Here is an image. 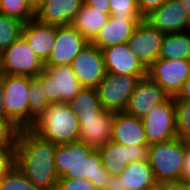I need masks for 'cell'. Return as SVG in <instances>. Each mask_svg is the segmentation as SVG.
I'll return each mask as SVG.
<instances>
[{
    "label": "cell",
    "instance_id": "37",
    "mask_svg": "<svg viewBox=\"0 0 190 190\" xmlns=\"http://www.w3.org/2000/svg\"><path fill=\"white\" fill-rule=\"evenodd\" d=\"M186 153L184 157V167L182 173V181L190 182V140L185 141Z\"/></svg>",
    "mask_w": 190,
    "mask_h": 190
},
{
    "label": "cell",
    "instance_id": "19",
    "mask_svg": "<svg viewBox=\"0 0 190 190\" xmlns=\"http://www.w3.org/2000/svg\"><path fill=\"white\" fill-rule=\"evenodd\" d=\"M56 31V25L44 24L34 18L23 24L21 36L37 57L45 63L53 49Z\"/></svg>",
    "mask_w": 190,
    "mask_h": 190
},
{
    "label": "cell",
    "instance_id": "11",
    "mask_svg": "<svg viewBox=\"0 0 190 190\" xmlns=\"http://www.w3.org/2000/svg\"><path fill=\"white\" fill-rule=\"evenodd\" d=\"M164 35L163 32L143 19L134 29L127 45L148 69L158 59Z\"/></svg>",
    "mask_w": 190,
    "mask_h": 190
},
{
    "label": "cell",
    "instance_id": "40",
    "mask_svg": "<svg viewBox=\"0 0 190 190\" xmlns=\"http://www.w3.org/2000/svg\"><path fill=\"white\" fill-rule=\"evenodd\" d=\"M162 190H190V182H177L162 187Z\"/></svg>",
    "mask_w": 190,
    "mask_h": 190
},
{
    "label": "cell",
    "instance_id": "15",
    "mask_svg": "<svg viewBox=\"0 0 190 190\" xmlns=\"http://www.w3.org/2000/svg\"><path fill=\"white\" fill-rule=\"evenodd\" d=\"M169 97L158 83L147 76L137 82L124 112L130 116H136L142 119L155 106L162 104Z\"/></svg>",
    "mask_w": 190,
    "mask_h": 190
},
{
    "label": "cell",
    "instance_id": "24",
    "mask_svg": "<svg viewBox=\"0 0 190 190\" xmlns=\"http://www.w3.org/2000/svg\"><path fill=\"white\" fill-rule=\"evenodd\" d=\"M108 17L104 10L92 9L83 3L71 25L91 42L106 24Z\"/></svg>",
    "mask_w": 190,
    "mask_h": 190
},
{
    "label": "cell",
    "instance_id": "3",
    "mask_svg": "<svg viewBox=\"0 0 190 190\" xmlns=\"http://www.w3.org/2000/svg\"><path fill=\"white\" fill-rule=\"evenodd\" d=\"M30 129L56 145L77 142L80 124L68 103H53L35 120Z\"/></svg>",
    "mask_w": 190,
    "mask_h": 190
},
{
    "label": "cell",
    "instance_id": "18",
    "mask_svg": "<svg viewBox=\"0 0 190 190\" xmlns=\"http://www.w3.org/2000/svg\"><path fill=\"white\" fill-rule=\"evenodd\" d=\"M115 113L103 111L98 117L78 119L80 124L78 142L98 149L112 141Z\"/></svg>",
    "mask_w": 190,
    "mask_h": 190
},
{
    "label": "cell",
    "instance_id": "27",
    "mask_svg": "<svg viewBox=\"0 0 190 190\" xmlns=\"http://www.w3.org/2000/svg\"><path fill=\"white\" fill-rule=\"evenodd\" d=\"M51 103L48 101L39 81L35 77H30L29 85V128L35 120L46 110Z\"/></svg>",
    "mask_w": 190,
    "mask_h": 190
},
{
    "label": "cell",
    "instance_id": "23",
    "mask_svg": "<svg viewBox=\"0 0 190 190\" xmlns=\"http://www.w3.org/2000/svg\"><path fill=\"white\" fill-rule=\"evenodd\" d=\"M119 177L123 190H154L159 187L148 159L129 163Z\"/></svg>",
    "mask_w": 190,
    "mask_h": 190
},
{
    "label": "cell",
    "instance_id": "42",
    "mask_svg": "<svg viewBox=\"0 0 190 190\" xmlns=\"http://www.w3.org/2000/svg\"><path fill=\"white\" fill-rule=\"evenodd\" d=\"M3 74L0 75V119L10 120L5 114V107L3 105Z\"/></svg>",
    "mask_w": 190,
    "mask_h": 190
},
{
    "label": "cell",
    "instance_id": "30",
    "mask_svg": "<svg viewBox=\"0 0 190 190\" xmlns=\"http://www.w3.org/2000/svg\"><path fill=\"white\" fill-rule=\"evenodd\" d=\"M176 112V136L183 141L190 140V99L174 97Z\"/></svg>",
    "mask_w": 190,
    "mask_h": 190
},
{
    "label": "cell",
    "instance_id": "32",
    "mask_svg": "<svg viewBox=\"0 0 190 190\" xmlns=\"http://www.w3.org/2000/svg\"><path fill=\"white\" fill-rule=\"evenodd\" d=\"M110 15L115 18H145L139 10L137 0H110Z\"/></svg>",
    "mask_w": 190,
    "mask_h": 190
},
{
    "label": "cell",
    "instance_id": "35",
    "mask_svg": "<svg viewBox=\"0 0 190 190\" xmlns=\"http://www.w3.org/2000/svg\"><path fill=\"white\" fill-rule=\"evenodd\" d=\"M14 165L15 150H0V180L7 175Z\"/></svg>",
    "mask_w": 190,
    "mask_h": 190
},
{
    "label": "cell",
    "instance_id": "39",
    "mask_svg": "<svg viewBox=\"0 0 190 190\" xmlns=\"http://www.w3.org/2000/svg\"><path fill=\"white\" fill-rule=\"evenodd\" d=\"M109 182L105 190H123V185L119 176H111Z\"/></svg>",
    "mask_w": 190,
    "mask_h": 190
},
{
    "label": "cell",
    "instance_id": "13",
    "mask_svg": "<svg viewBox=\"0 0 190 190\" xmlns=\"http://www.w3.org/2000/svg\"><path fill=\"white\" fill-rule=\"evenodd\" d=\"M71 67L83 87L96 88L107 73L101 50L90 42L72 60Z\"/></svg>",
    "mask_w": 190,
    "mask_h": 190
},
{
    "label": "cell",
    "instance_id": "29",
    "mask_svg": "<svg viewBox=\"0 0 190 190\" xmlns=\"http://www.w3.org/2000/svg\"><path fill=\"white\" fill-rule=\"evenodd\" d=\"M0 13L26 23L35 18V8L30 0H0Z\"/></svg>",
    "mask_w": 190,
    "mask_h": 190
},
{
    "label": "cell",
    "instance_id": "2",
    "mask_svg": "<svg viewBox=\"0 0 190 190\" xmlns=\"http://www.w3.org/2000/svg\"><path fill=\"white\" fill-rule=\"evenodd\" d=\"M55 169L59 178H78L105 190L111 175L102 167L98 149L80 142L60 144L55 152Z\"/></svg>",
    "mask_w": 190,
    "mask_h": 190
},
{
    "label": "cell",
    "instance_id": "14",
    "mask_svg": "<svg viewBox=\"0 0 190 190\" xmlns=\"http://www.w3.org/2000/svg\"><path fill=\"white\" fill-rule=\"evenodd\" d=\"M148 146H123L110 141L98 150L102 159V167L111 175L119 176L129 163L148 159Z\"/></svg>",
    "mask_w": 190,
    "mask_h": 190
},
{
    "label": "cell",
    "instance_id": "1",
    "mask_svg": "<svg viewBox=\"0 0 190 190\" xmlns=\"http://www.w3.org/2000/svg\"><path fill=\"white\" fill-rule=\"evenodd\" d=\"M57 145L29 129H19L15 145V165L41 190H56L59 180L55 169Z\"/></svg>",
    "mask_w": 190,
    "mask_h": 190
},
{
    "label": "cell",
    "instance_id": "45",
    "mask_svg": "<svg viewBox=\"0 0 190 190\" xmlns=\"http://www.w3.org/2000/svg\"><path fill=\"white\" fill-rule=\"evenodd\" d=\"M154 190H162V187L159 186L158 188H156Z\"/></svg>",
    "mask_w": 190,
    "mask_h": 190
},
{
    "label": "cell",
    "instance_id": "25",
    "mask_svg": "<svg viewBox=\"0 0 190 190\" xmlns=\"http://www.w3.org/2000/svg\"><path fill=\"white\" fill-rule=\"evenodd\" d=\"M158 59L190 60V30L165 34Z\"/></svg>",
    "mask_w": 190,
    "mask_h": 190
},
{
    "label": "cell",
    "instance_id": "16",
    "mask_svg": "<svg viewBox=\"0 0 190 190\" xmlns=\"http://www.w3.org/2000/svg\"><path fill=\"white\" fill-rule=\"evenodd\" d=\"M145 20L164 34L190 30V14L178 0H167L146 15Z\"/></svg>",
    "mask_w": 190,
    "mask_h": 190
},
{
    "label": "cell",
    "instance_id": "43",
    "mask_svg": "<svg viewBox=\"0 0 190 190\" xmlns=\"http://www.w3.org/2000/svg\"><path fill=\"white\" fill-rule=\"evenodd\" d=\"M190 14V0H178Z\"/></svg>",
    "mask_w": 190,
    "mask_h": 190
},
{
    "label": "cell",
    "instance_id": "12",
    "mask_svg": "<svg viewBox=\"0 0 190 190\" xmlns=\"http://www.w3.org/2000/svg\"><path fill=\"white\" fill-rule=\"evenodd\" d=\"M89 41L71 24L57 26L55 43L44 66L71 65Z\"/></svg>",
    "mask_w": 190,
    "mask_h": 190
},
{
    "label": "cell",
    "instance_id": "34",
    "mask_svg": "<svg viewBox=\"0 0 190 190\" xmlns=\"http://www.w3.org/2000/svg\"><path fill=\"white\" fill-rule=\"evenodd\" d=\"M56 190H97V188L83 178H59Z\"/></svg>",
    "mask_w": 190,
    "mask_h": 190
},
{
    "label": "cell",
    "instance_id": "26",
    "mask_svg": "<svg viewBox=\"0 0 190 190\" xmlns=\"http://www.w3.org/2000/svg\"><path fill=\"white\" fill-rule=\"evenodd\" d=\"M68 105L78 119L98 117L104 111L97 90L92 87H83Z\"/></svg>",
    "mask_w": 190,
    "mask_h": 190
},
{
    "label": "cell",
    "instance_id": "21",
    "mask_svg": "<svg viewBox=\"0 0 190 190\" xmlns=\"http://www.w3.org/2000/svg\"><path fill=\"white\" fill-rule=\"evenodd\" d=\"M84 0H45L35 9V18L44 24L70 25Z\"/></svg>",
    "mask_w": 190,
    "mask_h": 190
},
{
    "label": "cell",
    "instance_id": "31",
    "mask_svg": "<svg viewBox=\"0 0 190 190\" xmlns=\"http://www.w3.org/2000/svg\"><path fill=\"white\" fill-rule=\"evenodd\" d=\"M0 190H41L35 187L16 165L1 180Z\"/></svg>",
    "mask_w": 190,
    "mask_h": 190
},
{
    "label": "cell",
    "instance_id": "4",
    "mask_svg": "<svg viewBox=\"0 0 190 190\" xmlns=\"http://www.w3.org/2000/svg\"><path fill=\"white\" fill-rule=\"evenodd\" d=\"M185 153V141L178 137L148 146V160L160 187L182 181Z\"/></svg>",
    "mask_w": 190,
    "mask_h": 190
},
{
    "label": "cell",
    "instance_id": "28",
    "mask_svg": "<svg viewBox=\"0 0 190 190\" xmlns=\"http://www.w3.org/2000/svg\"><path fill=\"white\" fill-rule=\"evenodd\" d=\"M23 24L15 17L0 13V54L21 37Z\"/></svg>",
    "mask_w": 190,
    "mask_h": 190
},
{
    "label": "cell",
    "instance_id": "7",
    "mask_svg": "<svg viewBox=\"0 0 190 190\" xmlns=\"http://www.w3.org/2000/svg\"><path fill=\"white\" fill-rule=\"evenodd\" d=\"M144 77L147 76L106 73L104 79L96 87L102 108L113 113L124 112L137 82Z\"/></svg>",
    "mask_w": 190,
    "mask_h": 190
},
{
    "label": "cell",
    "instance_id": "6",
    "mask_svg": "<svg viewBox=\"0 0 190 190\" xmlns=\"http://www.w3.org/2000/svg\"><path fill=\"white\" fill-rule=\"evenodd\" d=\"M29 85L28 76L3 74L5 114L19 129H29Z\"/></svg>",
    "mask_w": 190,
    "mask_h": 190
},
{
    "label": "cell",
    "instance_id": "17",
    "mask_svg": "<svg viewBox=\"0 0 190 190\" xmlns=\"http://www.w3.org/2000/svg\"><path fill=\"white\" fill-rule=\"evenodd\" d=\"M106 72L114 75L148 76V69L128 48L127 43L101 50Z\"/></svg>",
    "mask_w": 190,
    "mask_h": 190
},
{
    "label": "cell",
    "instance_id": "5",
    "mask_svg": "<svg viewBox=\"0 0 190 190\" xmlns=\"http://www.w3.org/2000/svg\"><path fill=\"white\" fill-rule=\"evenodd\" d=\"M44 67L45 69L35 78L51 104L68 103L83 88L71 65Z\"/></svg>",
    "mask_w": 190,
    "mask_h": 190
},
{
    "label": "cell",
    "instance_id": "8",
    "mask_svg": "<svg viewBox=\"0 0 190 190\" xmlns=\"http://www.w3.org/2000/svg\"><path fill=\"white\" fill-rule=\"evenodd\" d=\"M1 72L6 75L36 77L45 67L21 36L0 54Z\"/></svg>",
    "mask_w": 190,
    "mask_h": 190
},
{
    "label": "cell",
    "instance_id": "46",
    "mask_svg": "<svg viewBox=\"0 0 190 190\" xmlns=\"http://www.w3.org/2000/svg\"><path fill=\"white\" fill-rule=\"evenodd\" d=\"M2 74V72H1V61H0V75Z\"/></svg>",
    "mask_w": 190,
    "mask_h": 190
},
{
    "label": "cell",
    "instance_id": "44",
    "mask_svg": "<svg viewBox=\"0 0 190 190\" xmlns=\"http://www.w3.org/2000/svg\"><path fill=\"white\" fill-rule=\"evenodd\" d=\"M45 0H30L32 6L36 9L40 4H42Z\"/></svg>",
    "mask_w": 190,
    "mask_h": 190
},
{
    "label": "cell",
    "instance_id": "38",
    "mask_svg": "<svg viewBox=\"0 0 190 190\" xmlns=\"http://www.w3.org/2000/svg\"><path fill=\"white\" fill-rule=\"evenodd\" d=\"M110 0H84V3L92 8L98 10H104L105 14L110 15V8H109Z\"/></svg>",
    "mask_w": 190,
    "mask_h": 190
},
{
    "label": "cell",
    "instance_id": "10",
    "mask_svg": "<svg viewBox=\"0 0 190 190\" xmlns=\"http://www.w3.org/2000/svg\"><path fill=\"white\" fill-rule=\"evenodd\" d=\"M190 75V60L157 59L148 76L170 96L176 97Z\"/></svg>",
    "mask_w": 190,
    "mask_h": 190
},
{
    "label": "cell",
    "instance_id": "33",
    "mask_svg": "<svg viewBox=\"0 0 190 190\" xmlns=\"http://www.w3.org/2000/svg\"><path fill=\"white\" fill-rule=\"evenodd\" d=\"M18 130L11 120L0 119V150H15Z\"/></svg>",
    "mask_w": 190,
    "mask_h": 190
},
{
    "label": "cell",
    "instance_id": "41",
    "mask_svg": "<svg viewBox=\"0 0 190 190\" xmlns=\"http://www.w3.org/2000/svg\"><path fill=\"white\" fill-rule=\"evenodd\" d=\"M177 99H190V75L183 84L180 92L176 96Z\"/></svg>",
    "mask_w": 190,
    "mask_h": 190
},
{
    "label": "cell",
    "instance_id": "9",
    "mask_svg": "<svg viewBox=\"0 0 190 190\" xmlns=\"http://www.w3.org/2000/svg\"><path fill=\"white\" fill-rule=\"evenodd\" d=\"M142 122L149 145L175 139L177 136L174 97H169L162 104L155 106L142 118Z\"/></svg>",
    "mask_w": 190,
    "mask_h": 190
},
{
    "label": "cell",
    "instance_id": "36",
    "mask_svg": "<svg viewBox=\"0 0 190 190\" xmlns=\"http://www.w3.org/2000/svg\"><path fill=\"white\" fill-rule=\"evenodd\" d=\"M167 0H137L140 12L145 17L152 10L162 6Z\"/></svg>",
    "mask_w": 190,
    "mask_h": 190
},
{
    "label": "cell",
    "instance_id": "20",
    "mask_svg": "<svg viewBox=\"0 0 190 190\" xmlns=\"http://www.w3.org/2000/svg\"><path fill=\"white\" fill-rule=\"evenodd\" d=\"M145 18H115L109 15L106 24L90 42L100 50L118 44L127 43L138 23Z\"/></svg>",
    "mask_w": 190,
    "mask_h": 190
},
{
    "label": "cell",
    "instance_id": "22",
    "mask_svg": "<svg viewBox=\"0 0 190 190\" xmlns=\"http://www.w3.org/2000/svg\"><path fill=\"white\" fill-rule=\"evenodd\" d=\"M112 141L123 146L149 145L141 118L125 112L115 113Z\"/></svg>",
    "mask_w": 190,
    "mask_h": 190
}]
</instances>
